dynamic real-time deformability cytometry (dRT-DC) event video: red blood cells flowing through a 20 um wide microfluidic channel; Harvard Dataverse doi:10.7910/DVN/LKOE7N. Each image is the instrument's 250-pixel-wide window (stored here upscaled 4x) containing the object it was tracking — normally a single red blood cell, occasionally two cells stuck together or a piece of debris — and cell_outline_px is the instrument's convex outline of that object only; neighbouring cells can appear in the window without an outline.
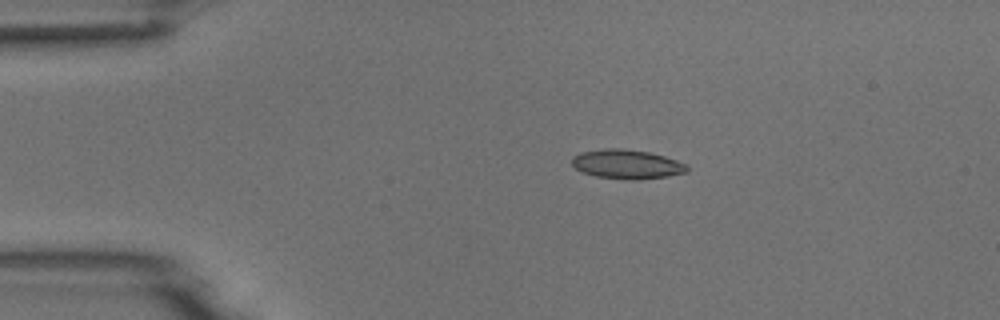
{"species": "common noctule bat (a hibernating species)", "species_latin": "Nyctalus noctula", "temperature_condition": "room temperature", "stored_images_in_passage": 6, "camera_frame_rate_fps": 3000, "um_per_image_px": 0.085, "animal": {"sex": "male", "body_mass_g": 18.8}, "frame": {"image": 1, "passage_image": 3, "time_ms": 2.333, "image_size_px": [1000, 320], "cell_outline_px": [[688, 172], [668, 176], [640, 180], [632, 180], [596, 176], [580, 172], [572, 164], [572, 156], [580, 152], [604, 148], [624, 148], [648, 152], [664, 156], [688, 164]], "centroid_in_image_um": [53.28, 13.95], "position_along_channel_um": 31.7, "area_um2": 19.83}}
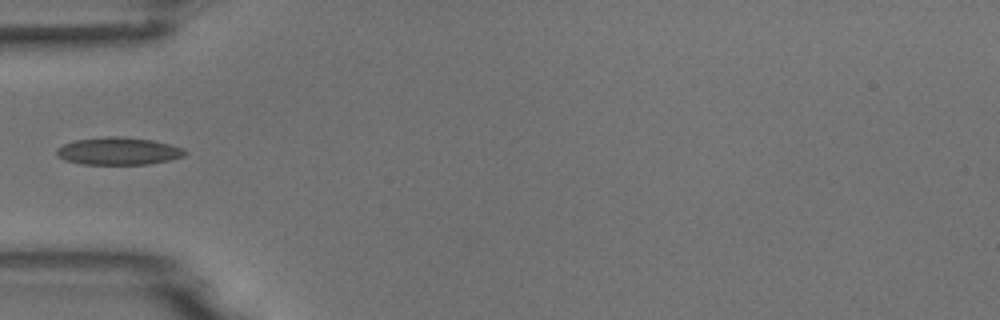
{"frame": {"image": 2, "passage_image": 5, "time_ms": 4.667, "image_size_px": [1000, 320], "cell_outline_px": [[188, 152], [184, 156], [168, 160], [148, 164], [80, 164], [64, 160], [56, 156], [56, 148], [64, 144], [76, 140], [108, 136], [120, 136], [152, 140], [184, 148]], "centroid_in_image_um": [10.04, 12.84], "position_along_channel_um": 75.0, "area_um2": 20.58}}